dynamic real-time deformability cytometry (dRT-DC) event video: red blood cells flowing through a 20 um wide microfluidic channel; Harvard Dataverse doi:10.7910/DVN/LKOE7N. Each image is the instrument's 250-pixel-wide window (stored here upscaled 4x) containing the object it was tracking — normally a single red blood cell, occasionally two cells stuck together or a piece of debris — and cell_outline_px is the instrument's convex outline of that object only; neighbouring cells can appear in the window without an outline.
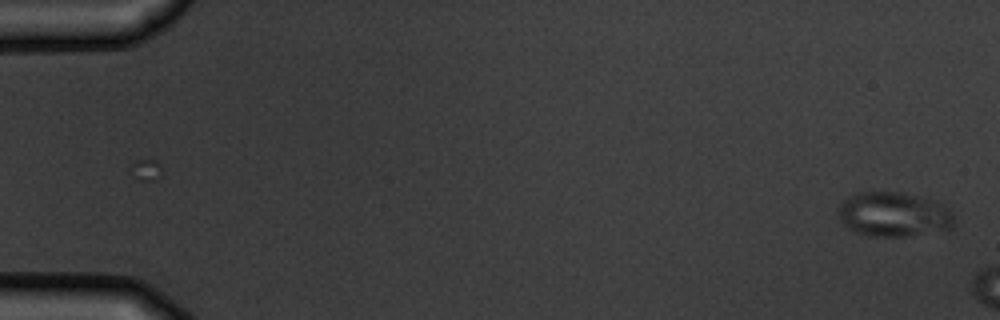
{"species": "common noctule bat (a hibernating species)", "species_latin": "Nyctalus noctula", "temperature_condition": "warm", "stored_images_in_passage": 2, "camera_frame_rate_fps": 3000, "um_per_image_px": 0.085, "animal": {"sex": "male", "body_mass_g": 19.5, "forearm_length_mm": 54.6}, "frame": {"image": 1, "passage_image": 2, "time_ms": 1.0, "image_size_px": [1000, 320], "cell_outline_px": [[956, 224], [952, 228], [904, 236], [872, 236], [856, 232], [848, 228], [840, 220], [836, 212], [836, 208], [848, 196], [856, 192], [900, 192], [916, 196], [928, 200], [952, 212]], "centroid_in_image_um": [75.88, 18.23], "position_along_channel_um": 9.1, "area_um2": 29.71}}